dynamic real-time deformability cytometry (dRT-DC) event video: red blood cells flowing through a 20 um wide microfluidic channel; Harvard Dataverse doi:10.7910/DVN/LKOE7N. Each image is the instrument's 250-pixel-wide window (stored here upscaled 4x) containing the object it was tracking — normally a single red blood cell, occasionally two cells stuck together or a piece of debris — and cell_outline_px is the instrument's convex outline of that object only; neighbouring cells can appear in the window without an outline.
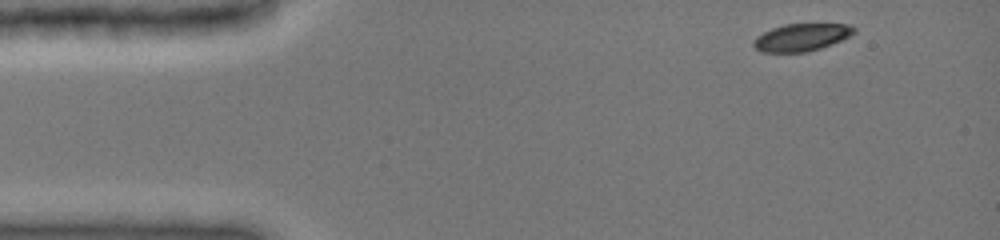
{"species": "common noctule bat (a hibernating species)", "species_latin": "Nyctalus noctula", "temperature_condition": "cold", "stored_images_in_passage": 32, "camera_frame_rate_fps": 3000, "um_per_image_px": 0.085, "animal": {"sex": "female", "body_mass_g": 19.0, "forearm_length_mm": 51.5}, "frame": {"image": 1, "passage_image": 1, "time_ms": 0.0, "image_size_px": [1000, 240], "cell_outline_px": [[856, 32], [832, 44], [820, 48], [804, 52], [764, 52], [756, 48], [752, 44], [752, 40], [756, 36], [772, 28], [784, 24], [848, 24], [856, 28]], "centroid_in_image_um": [68.11, 3.16], "position_along_channel_um": 16.9, "area_um2": 15.95}}
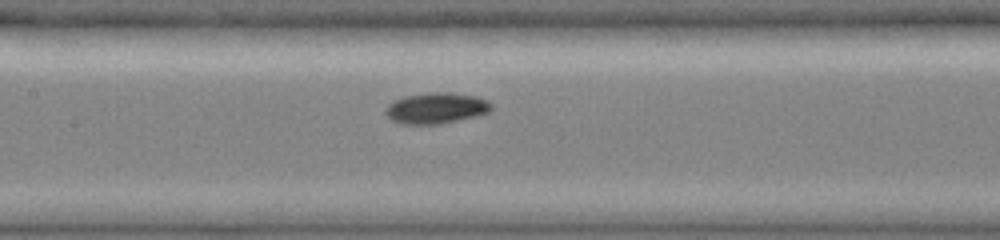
{"frame": {"image": 2, "passage_image": 14, "time_ms": 6.0, "image_size_px": [1000, 240], "cell_outline_px": [[492, 108], [488, 112], [476, 116], [440, 124], [400, 124], [392, 120], [384, 112], [384, 108], [388, 104], [404, 96], [428, 92], [452, 92], [476, 96], [488, 100], [492, 104]], "centroid_in_image_um": [37.07, 9.18], "position_along_channel_um": 170.3, "area_um2": 19.25}}
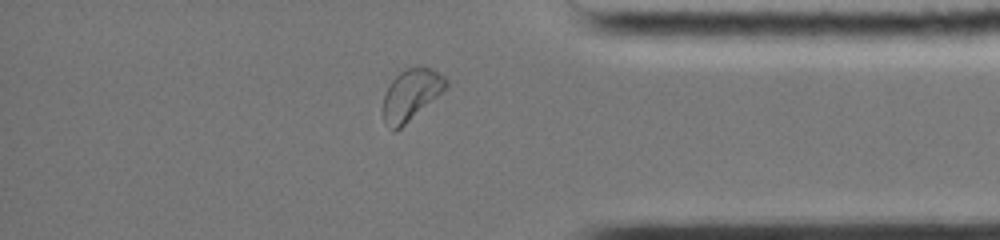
{"frame": {"image": 3, "passage_image": 28, "time_ms": 12.0, "image_size_px": [1000, 240], "cell_outline_px": [[448, 84], [436, 96], [396, 132], [392, 132], [384, 120], [384, 92], [392, 80], [400, 72], [408, 68], [432, 68], [444, 76], [448, 80]], "centroid_in_image_um": [34.91, 8.05], "position_along_channel_um": 400.3, "area_um2": 18.15}, "authors_computed_cell_mechanics": {"area_um2": 18.0914, "velocity_mm_per_s": 3.9489, "shape_relaxation_time_tau1_ms": 1.2214, "shape_relaxation_time_tau2_ms": null, "deformation_change_tau1": 0.0708, "deformation_change_tau2": null}}